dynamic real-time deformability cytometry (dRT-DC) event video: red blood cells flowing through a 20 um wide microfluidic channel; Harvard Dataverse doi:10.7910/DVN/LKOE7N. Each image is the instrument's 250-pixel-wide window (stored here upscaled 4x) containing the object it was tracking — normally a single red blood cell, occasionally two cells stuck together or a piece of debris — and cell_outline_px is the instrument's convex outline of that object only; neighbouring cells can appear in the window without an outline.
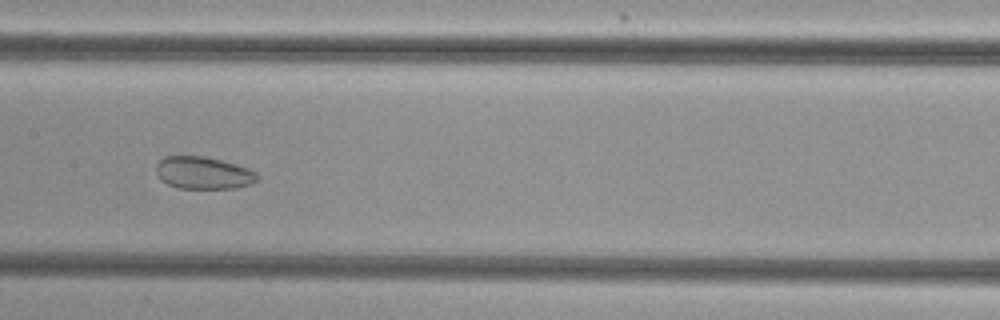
{"species": "common noctule bat (a hibernating species)", "species_latin": "Nyctalus noctula", "temperature_condition": "cold", "stored_images_in_passage": 52, "camera_frame_rate_fps": 3000, "um_per_image_px": 0.085, "animal": {"sex": "female", "body_mass_g": 29.2, "forearm_length_mm": 56.3}, "frame": {"image": 1, "passage_image": 25, "time_ms": 8.0, "image_size_px": [1000, 320], "cell_outline_px": [[260, 176], [252, 184], [236, 188], [180, 188], [168, 184], [160, 180], [156, 172], [156, 164], [164, 156], [204, 156], [220, 160], [248, 168], [256, 172]], "centroid_in_image_um": [17.28, 14.7], "position_along_channel_um": 190.1, "area_um2": 19.07}}
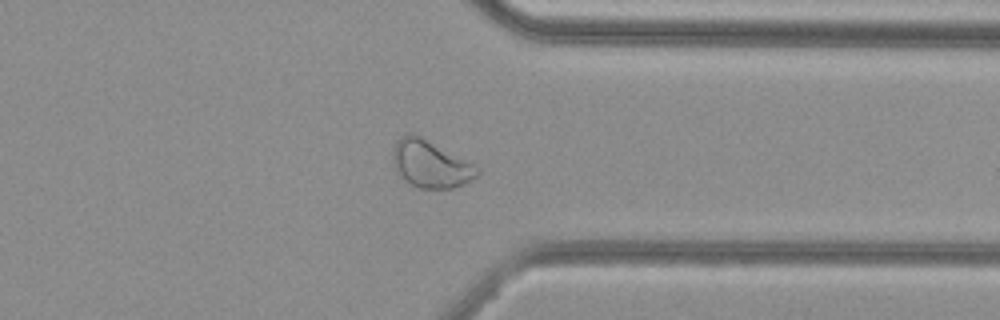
{"frame": {"image": 2, "passage_image": 40, "time_ms": 13.0, "image_size_px": [1000, 320], "cell_outline_px": [[480, 172], [476, 176], [464, 184], [452, 188], [420, 188], [404, 180], [396, 172], [392, 164], [392, 152], [396, 140], [400, 136], [408, 132], [480, 168]], "centroid_in_image_um": [36.52, 13.97], "position_along_channel_um": 374.9, "area_um2": 22.54}}
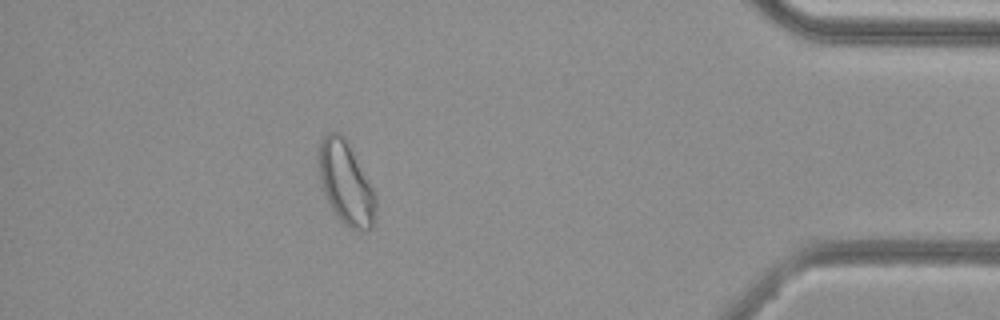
{"frame": {"image": 3, "passage_image": 46, "time_ms": 15.0, "image_size_px": [1000, 320], "cell_outline_px": [[376, 220], [372, 228], [368, 232], [360, 232], [344, 224], [336, 216], [324, 192], [320, 180], [320, 140], [328, 132], [340, 132], [344, 136], [372, 188], [376, 196]], "centroid_in_image_um": [29.44, 15.63], "position_along_channel_um": 405.8, "area_um2": 27.17}, "authors_computed_cell_mechanics": {"area_um2": 26.0389, "velocity_mm_per_s": 3.7309, "shape_relaxation_time_tau1_ms": 2.7277, "shape_relaxation_time_tau2_ms": 2.1845, "deformation_change_tau1": null, "deformation_change_tau2": 0.0656}}